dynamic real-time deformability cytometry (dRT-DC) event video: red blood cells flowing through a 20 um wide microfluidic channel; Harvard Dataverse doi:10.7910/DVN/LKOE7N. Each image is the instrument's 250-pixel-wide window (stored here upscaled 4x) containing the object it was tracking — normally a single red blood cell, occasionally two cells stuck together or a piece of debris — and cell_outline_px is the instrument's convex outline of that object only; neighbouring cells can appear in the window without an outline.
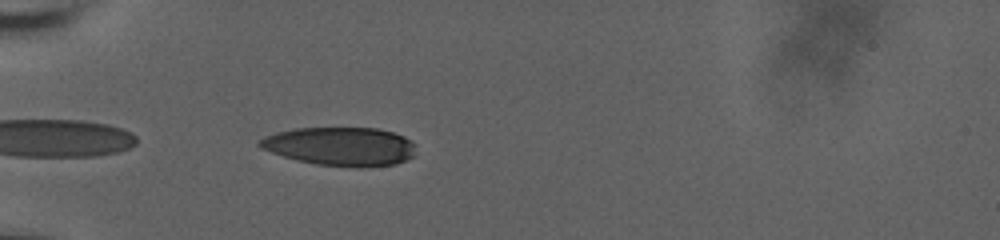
{"species": "human", "species_latin": "Homo sapiens", "temperature_condition": "room temperature", "stored_images_in_passage": 38, "camera_frame_rate_fps": 3000, "um_per_image_px": 0.085, "donor": {"sex": "male"}, "frame": {"image": 1, "passage_image": 2, "time_ms": 0.333, "image_size_px": [1000, 240], "cell_outline_px": [[412, 156], [396, 164], [316, 164], [296, 160], [260, 148], [256, 144], [264, 136], [276, 132], [296, 128], [376, 128], [392, 132], [404, 136], [412, 144]], "centroid_in_image_um": [28.82, 12.39], "position_along_channel_um": 56.2, "area_um2": 33.76}}
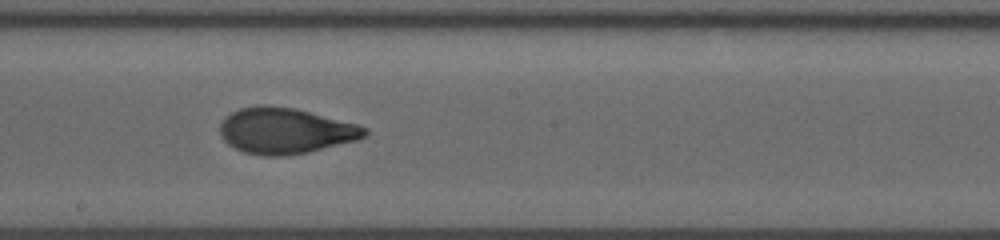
{"frame": {"image": 2, "passage_image": 17, "time_ms": 5.333, "image_size_px": [1000, 240], "cell_outline_px": [[368, 132], [364, 136], [356, 140], [308, 152], [284, 156], [264, 156], [244, 152], [228, 144], [220, 136], [220, 124], [224, 116], [240, 108], [256, 104], [268, 104], [296, 108], [356, 124], [368, 128]], "centroid_in_image_um": [24.21, 11.1], "position_along_channel_um": 224.0, "area_um2": 38.84}}
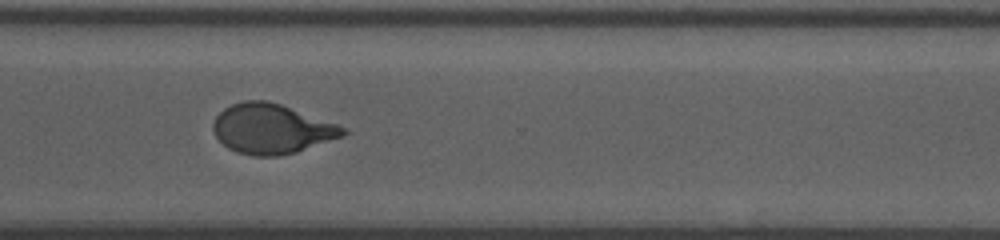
{"frame": {"image": 3, "passage_image": 27, "time_ms": 8.667, "image_size_px": [1000, 240], "cell_outline_px": [[348, 132], [344, 136], [296, 152], [276, 156], [256, 156], [236, 152], [228, 148], [216, 136], [212, 128], [212, 124], [216, 116], [224, 108], [232, 104], [244, 100], [268, 100], [280, 104], [348, 128]], "centroid_in_image_um": [23.09, 10.95], "position_along_channel_um": 347.5, "area_um2": 37.57}, "authors_computed_cell_mechanics": {"area_um2": 37.9457, "velocity_mm_per_s": 3.7213, "shape_relaxation_time_tau1_ms": 7.015, "shape_relaxation_time_tau2_ms": 1.1442, "deformation_change_tau1": 0.2454, "deformation_change_tau2": 0.0691}}